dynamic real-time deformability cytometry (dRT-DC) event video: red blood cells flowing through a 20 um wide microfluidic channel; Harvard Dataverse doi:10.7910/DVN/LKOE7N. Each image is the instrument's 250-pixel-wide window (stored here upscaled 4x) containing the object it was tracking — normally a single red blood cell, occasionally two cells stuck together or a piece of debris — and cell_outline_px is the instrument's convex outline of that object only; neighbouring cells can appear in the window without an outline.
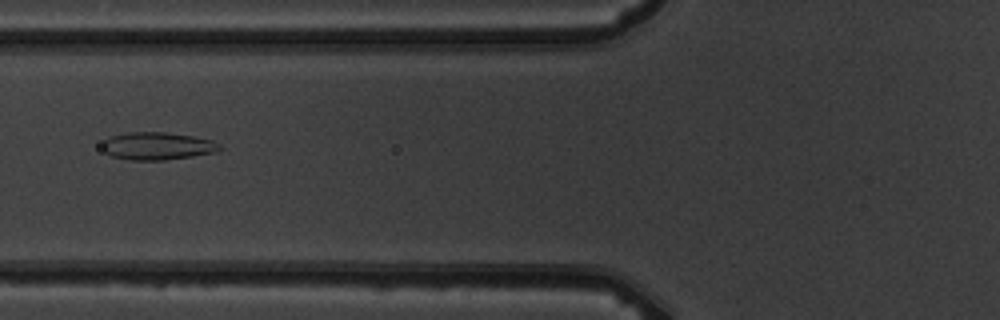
{"species": "common noctule bat (a hibernating species)", "species_latin": "Nyctalus noctula", "temperature_condition": "warm", "stored_images_in_passage": 9, "camera_frame_rate_fps": 3000, "um_per_image_px": 0.085, "animal": {"sex": "male", "body_mass_g": 19.5, "forearm_length_mm": 54.6}, "frame": {"image": 1, "passage_image": 6, "time_ms": 7.0, "image_size_px": [1000, 320], "cell_outline_px": [[224, 148], [216, 152], [192, 156], [164, 160], [132, 160], [112, 156], [104, 152], [100, 144], [104, 140], [112, 136], [128, 132], [164, 132], [192, 136], [212, 140], [220, 144]], "centroid_in_image_um": [13.38, 12.41], "position_along_channel_um": 112.4, "area_um2": 18.96}}
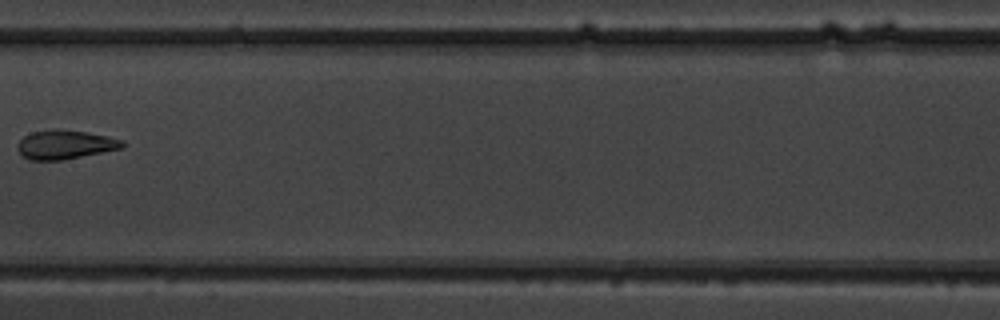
{"frame": {"image": 2, "passage_image": 8, "time_ms": 9.333, "image_size_px": [1000, 320], "cell_outline_px": [[124, 148], [60, 160], [32, 160], [24, 156], [16, 148], [16, 144], [24, 136], [32, 132], [56, 128], [60, 128], [108, 136], [124, 140]], "centroid_in_image_um": [5.53, 12.27], "position_along_channel_um": 201.9, "area_um2": 17.69}}
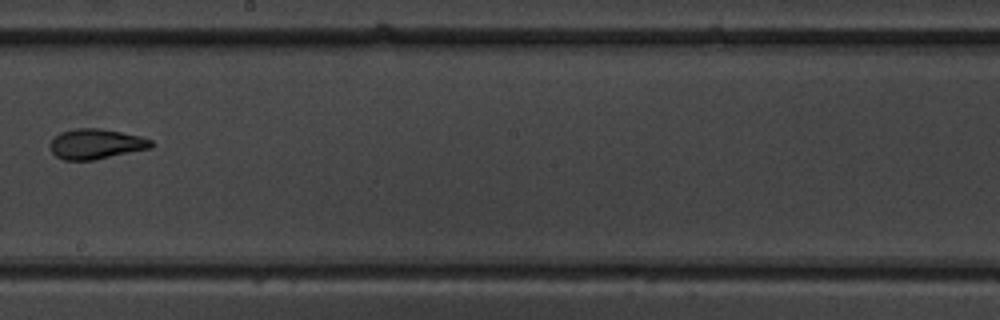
{"frame": {"image": 3, "passage_image": 9, "time_ms": 10.333, "image_size_px": [1000, 320], "cell_outline_px": [[156, 144], [152, 148], [92, 160], [64, 160], [56, 156], [52, 152], [52, 140], [60, 132], [76, 128], [100, 128], [140, 136], [152, 140]], "centroid_in_image_um": [8.21, 12.23], "position_along_channel_um": 240.0, "area_um2": 17.63}}